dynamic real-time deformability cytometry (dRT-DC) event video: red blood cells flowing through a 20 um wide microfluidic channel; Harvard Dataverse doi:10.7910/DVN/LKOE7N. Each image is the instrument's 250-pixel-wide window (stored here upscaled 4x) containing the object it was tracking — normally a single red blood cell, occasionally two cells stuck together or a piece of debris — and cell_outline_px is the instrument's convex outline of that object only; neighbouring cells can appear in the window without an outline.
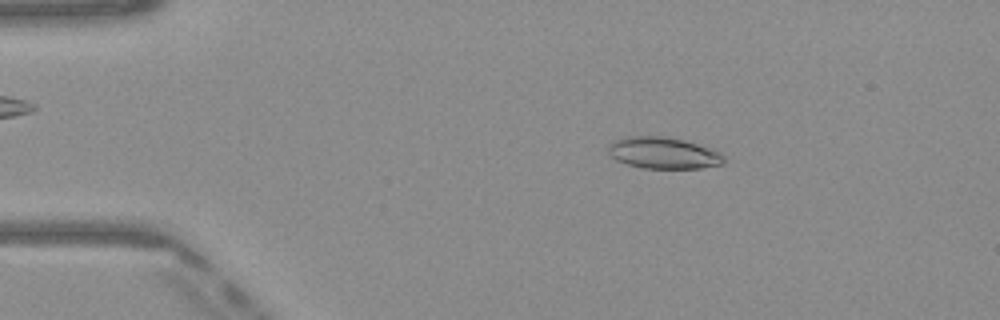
{"species": "Egyptian fruit bat (a non-hibernating species)", "species_latin": "Rousettus aegyptiacus", "temperature_condition": "warm", "stored_images_in_passage": 49, "camera_frame_rate_fps": 3000, "um_per_image_px": 0.085, "frame": {"image": 1, "passage_image": 8, "time_ms": 2.333, "image_size_px": [1000, 320], "cell_outline_px": [[724, 164], [700, 168], [644, 168], [628, 164], [616, 160], [608, 152], [608, 144], [612, 140], [624, 136], [664, 136], [684, 140], [712, 148], [720, 152], [724, 156]], "centroid_in_image_um": [56.38, 12.99], "position_along_channel_um": 28.6, "area_um2": 21.44}}
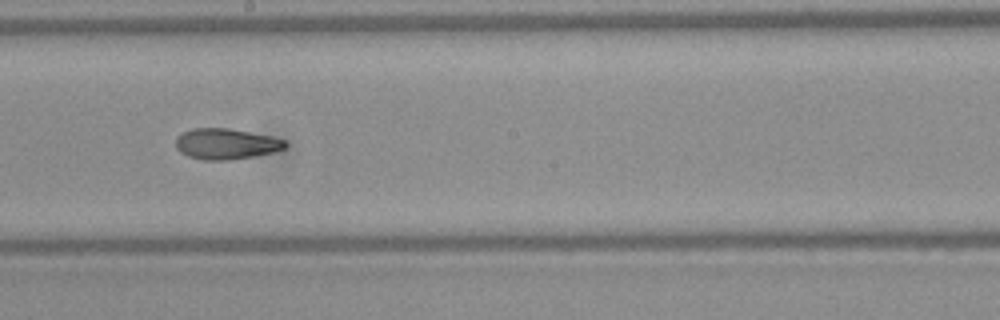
{"frame": {"image": 2, "passage_image": 27, "time_ms": 8.667, "image_size_px": [1000, 320], "cell_outline_px": [[288, 144], [284, 148], [276, 152], [228, 160], [204, 160], [188, 156], [180, 152], [176, 148], [176, 136], [192, 128], [228, 128], [272, 136], [284, 140]], "centroid_in_image_um": [19.21, 12.23], "position_along_channel_um": 229.0, "area_um2": 19.65}}
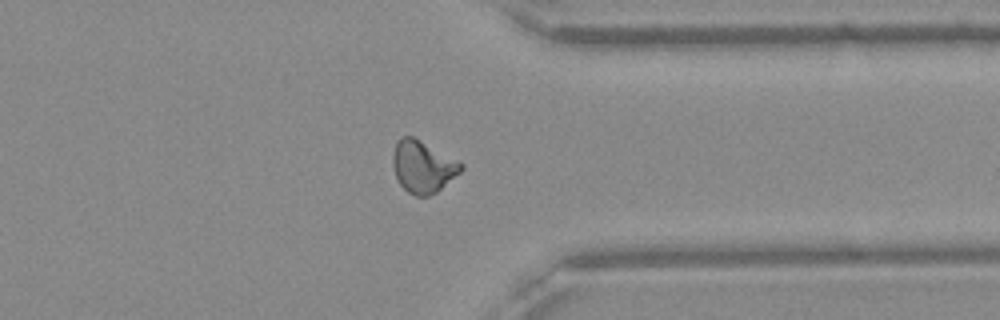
{"frame": {"image": 3, "passage_image": 38, "time_ms": 12.333, "image_size_px": [1000, 320], "cell_outline_px": [[464, 168], [460, 172], [436, 192], [428, 196], [416, 196], [408, 192], [400, 184], [396, 176], [392, 164], [392, 156], [396, 140], [400, 136], [412, 136], [464, 164]], "centroid_in_image_um": [35.91, 14.16], "position_along_channel_um": 375.5, "area_um2": 20.46}, "authors_computed_cell_mechanics": {"area_um2": 19.9988, "velocity_mm_per_s": 4.1005, "shape_relaxation_time_tau1_ms": 11.1912, "shape_relaxation_time_tau2_ms": 2.5446, "deformation_change_tau1": 0.2961, "deformation_change_tau2": 0.0924}}